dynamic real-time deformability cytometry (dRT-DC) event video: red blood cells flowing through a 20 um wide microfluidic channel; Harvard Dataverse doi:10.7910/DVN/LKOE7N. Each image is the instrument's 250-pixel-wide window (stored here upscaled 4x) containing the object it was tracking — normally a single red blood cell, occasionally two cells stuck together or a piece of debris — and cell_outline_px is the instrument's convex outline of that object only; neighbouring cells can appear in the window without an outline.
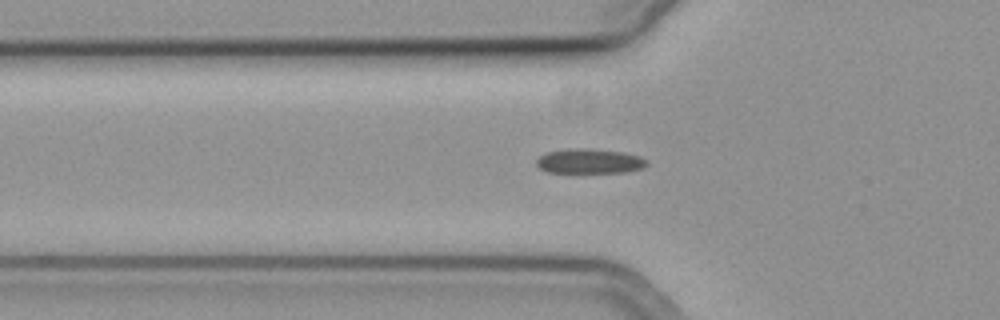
{"species": "common noctule bat (a hibernating species)", "species_latin": "Nyctalus noctula", "temperature_condition": "cold", "stored_images_in_passage": 48, "camera_frame_rate_fps": 3000, "um_per_image_px": 0.085, "animal": {"sex": "female", "body_mass_g": 19.3, "forearm_length_mm": 54.1}, "frame": {"image": 1, "passage_image": 16, "time_ms": 5.0, "image_size_px": [1000, 320], "cell_outline_px": [[648, 164], [640, 168], [624, 172], [548, 172], [540, 168], [536, 164], [536, 160], [540, 156], [548, 152], [572, 148], [580, 148], [624, 152], [640, 156], [648, 160]], "centroid_in_image_um": [50.12, 13.69], "position_along_channel_um": 75.7, "area_um2": 15.66}}
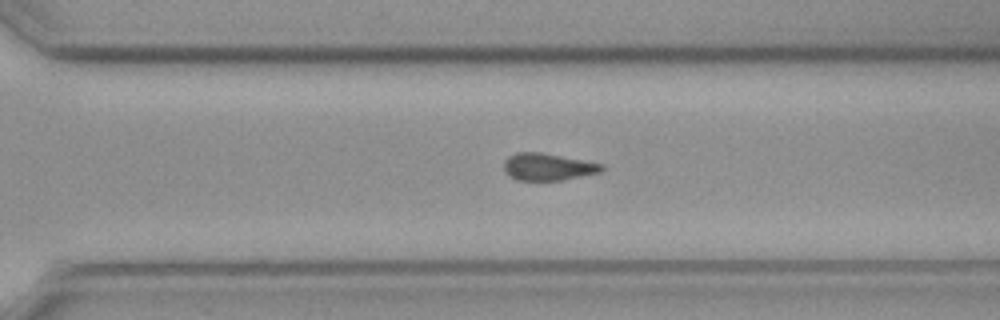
{"frame": {"image": 2, "passage_image": 36, "time_ms": 11.667, "image_size_px": [1000, 320], "cell_outline_px": [[604, 168], [600, 172], [560, 180], [516, 180], [508, 176], [504, 172], [504, 160], [508, 156], [516, 152], [540, 152], [604, 164]], "centroid_in_image_um": [46.51, 14.18], "position_along_channel_um": 324.1, "area_um2": 15.43}}
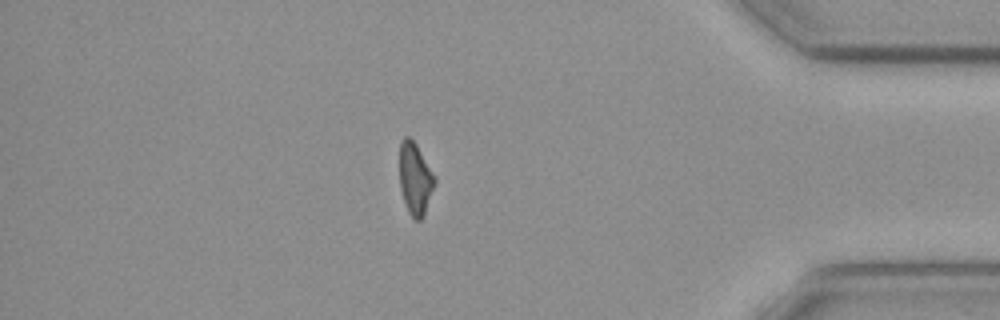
{"frame": {"image": 3, "passage_image": 45, "time_ms": 14.667, "image_size_px": [1000, 320], "cell_outline_px": [[436, 184], [424, 216], [420, 220], [416, 220], [408, 212], [400, 188], [400, 140], [404, 136], [408, 136], [416, 144], [436, 176]], "centroid_in_image_um": [35.31, 15.19], "position_along_channel_um": 399.9, "area_um2": 14.91}}